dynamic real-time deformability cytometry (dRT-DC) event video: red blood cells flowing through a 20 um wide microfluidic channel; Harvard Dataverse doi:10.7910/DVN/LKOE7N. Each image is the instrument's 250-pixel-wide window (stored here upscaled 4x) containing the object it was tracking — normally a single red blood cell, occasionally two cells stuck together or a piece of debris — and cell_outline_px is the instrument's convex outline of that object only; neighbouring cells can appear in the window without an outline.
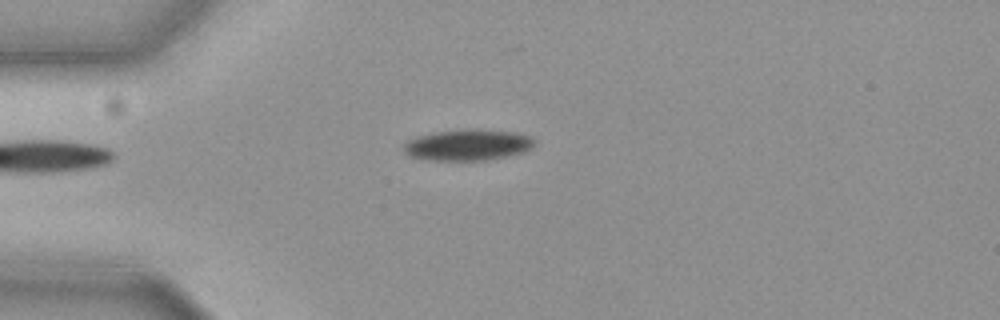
{"species": "common noctule bat (a hibernating species)", "species_latin": "Nyctalus noctula", "temperature_condition": "cold", "stored_images_in_passage": 31, "camera_frame_rate_fps": 3000, "um_per_image_px": 0.085, "animal": {"sex": "female", "body_mass_g": 19.3, "forearm_length_mm": 54.1}, "frame": {"image": 1, "passage_image": 1, "time_ms": 0.0, "image_size_px": [1000, 320], "cell_outline_px": [[532, 148], [524, 152], [484, 160], [428, 160], [412, 156], [404, 152], [404, 144], [408, 140], [416, 136], [432, 132], [476, 128], [512, 132], [528, 136], [532, 140]], "centroid_in_image_um": [39.71, 12.31], "position_along_channel_um": 45.3, "area_um2": 23.47}}
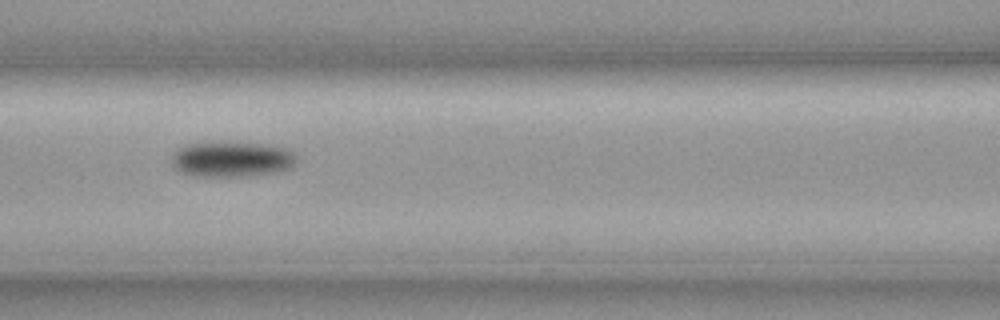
{"frame": {"image": 2, "passage_image": 11, "time_ms": 3.333, "image_size_px": [1000, 320], "cell_outline_px": [[296, 164], [292, 168], [280, 172], [248, 176], [196, 176], [180, 172], [172, 168], [168, 160], [172, 152], [176, 148], [184, 144], [212, 140], [236, 140], [276, 144], [292, 148], [296, 156]], "centroid_in_image_um": [19.69, 13.47], "position_along_channel_um": 146.9, "area_um2": 27.98}}
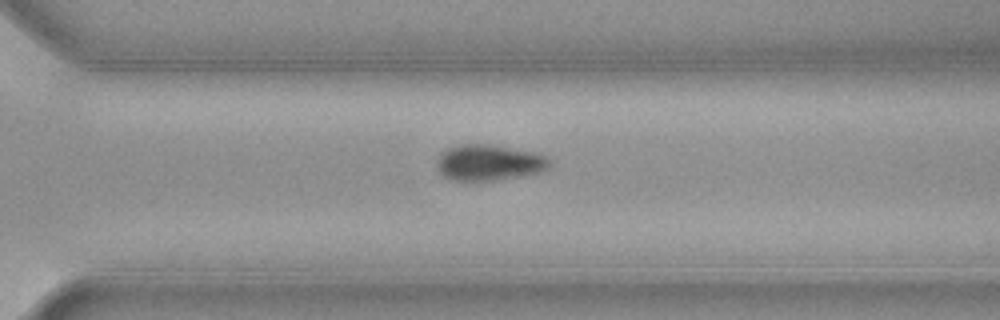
{"frame": {"image": 3, "passage_image": 26, "time_ms": 8.333, "image_size_px": [1000, 320], "cell_outline_px": [[552, 168], [540, 172], [496, 180], [452, 180], [444, 176], [440, 172], [436, 164], [436, 160], [440, 152], [448, 148], [460, 144], [492, 144], [536, 152], [548, 156], [552, 160]], "centroid_in_image_um": [41.61, 13.8], "position_along_channel_um": 329.0, "area_um2": 23.99}}